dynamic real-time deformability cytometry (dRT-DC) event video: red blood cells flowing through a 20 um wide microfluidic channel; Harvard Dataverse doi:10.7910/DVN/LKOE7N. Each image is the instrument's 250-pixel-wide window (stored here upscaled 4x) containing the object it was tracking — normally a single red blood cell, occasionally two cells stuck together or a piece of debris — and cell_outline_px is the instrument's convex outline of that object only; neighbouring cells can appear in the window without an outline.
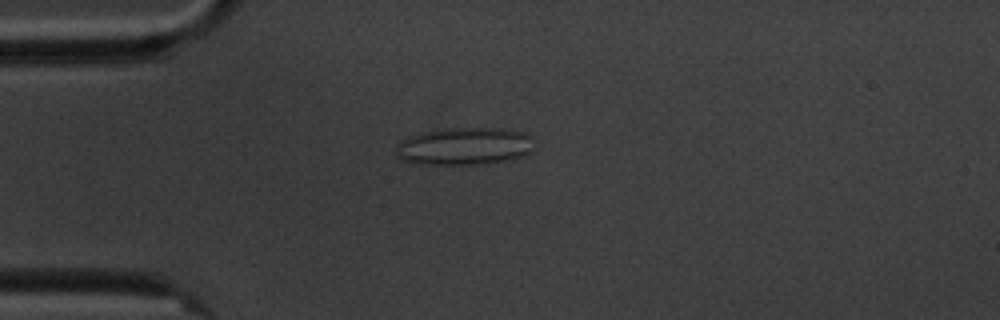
{"species": "common noctule bat (a hibernating species)", "species_latin": "Nyctalus noctula", "temperature_condition": "cold", "stored_images_in_passage": 9, "camera_frame_rate_fps": 3000, "um_per_image_px": 0.085, "animal": {"sex": "male", "body_mass_g": 20.1, "forearm_length_mm": 53.5}, "frame": {"image": 1, "passage_image": 3, "time_ms": 2.333, "image_size_px": [1000, 320], "cell_outline_px": [[532, 152], [512, 160], [476, 164], [412, 164], [396, 156], [396, 144], [400, 140], [408, 136], [424, 132], [448, 128], [504, 128], [520, 132], [528, 136], [532, 148]], "centroid_in_image_um": [39.41, 12.44], "position_along_channel_um": 45.6, "area_um2": 30.23}}